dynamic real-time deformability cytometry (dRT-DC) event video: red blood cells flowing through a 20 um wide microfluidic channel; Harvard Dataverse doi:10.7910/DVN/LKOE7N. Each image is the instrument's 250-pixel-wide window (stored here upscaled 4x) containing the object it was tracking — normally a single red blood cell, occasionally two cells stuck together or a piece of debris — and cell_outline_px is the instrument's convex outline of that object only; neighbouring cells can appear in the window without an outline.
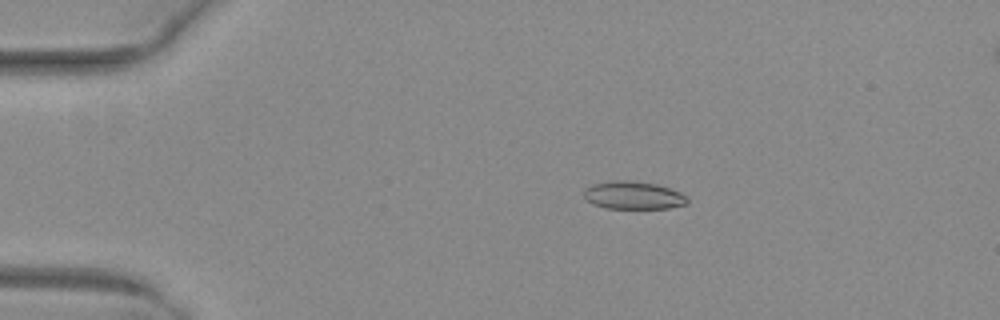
{"species": "common noctule bat (a hibernating species)", "species_latin": "Nyctalus noctula", "temperature_condition": "warm", "stored_images_in_passage": 43, "camera_frame_rate_fps": 3000, "um_per_image_px": 0.085, "animal": {"sex": "female", "body_mass_g": 29.2, "forearm_length_mm": 56.3}, "frame": {"image": 1, "passage_image": 2, "time_ms": 0.333, "image_size_px": [1000, 320], "cell_outline_px": [[688, 204], [668, 208], [604, 208], [592, 204], [584, 196], [584, 188], [592, 184], [612, 180], [636, 180], [656, 184], [680, 192], [688, 196]], "centroid_in_image_um": [53.83, 16.59], "position_along_channel_um": 31.2, "area_um2": 16.99}}
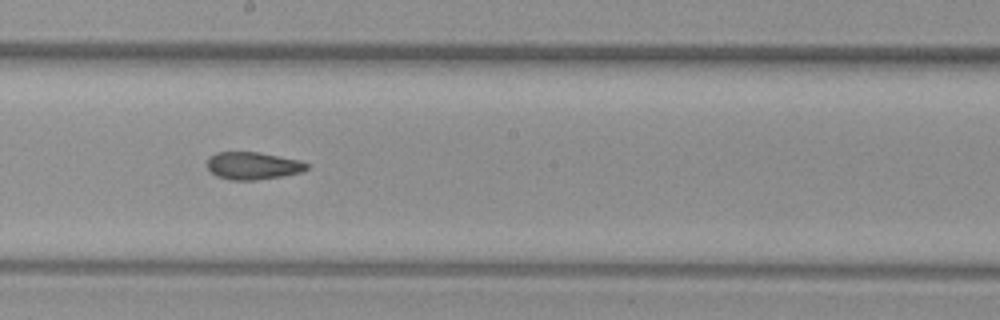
{"frame": {"image": 2, "passage_image": 21, "time_ms": 6.667, "image_size_px": [1000, 320], "cell_outline_px": [[308, 168], [300, 172], [280, 176], [256, 180], [232, 180], [216, 176], [208, 168], [208, 156], [216, 152], [260, 152], [300, 160], [308, 164]], "centroid_in_image_um": [21.48, 14.07], "position_along_channel_um": 226.7, "area_um2": 15.9}}
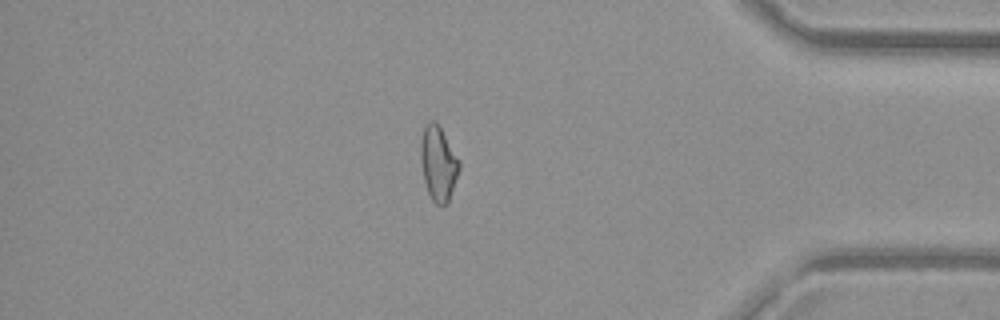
{"frame": {"image": 3, "passage_image": 36, "time_ms": 11.667, "image_size_px": [1000, 320], "cell_outline_px": [[460, 168], [448, 204], [436, 204], [432, 200], [428, 192], [424, 180], [420, 160], [420, 140], [424, 124], [428, 120], [436, 120], [460, 160]], "centroid_in_image_um": [37.24, 13.84], "position_along_channel_um": 398.0, "area_um2": 17.05}, "authors_computed_cell_mechanics": {"area_um2": 16.762, "velocity_mm_per_s": 4.0534, "shape_relaxation_time_tau1_ms": null, "shape_relaxation_time_tau2_ms": 3.9801, "deformation_change_tau1": null, "deformation_change_tau2": 0.1228}}